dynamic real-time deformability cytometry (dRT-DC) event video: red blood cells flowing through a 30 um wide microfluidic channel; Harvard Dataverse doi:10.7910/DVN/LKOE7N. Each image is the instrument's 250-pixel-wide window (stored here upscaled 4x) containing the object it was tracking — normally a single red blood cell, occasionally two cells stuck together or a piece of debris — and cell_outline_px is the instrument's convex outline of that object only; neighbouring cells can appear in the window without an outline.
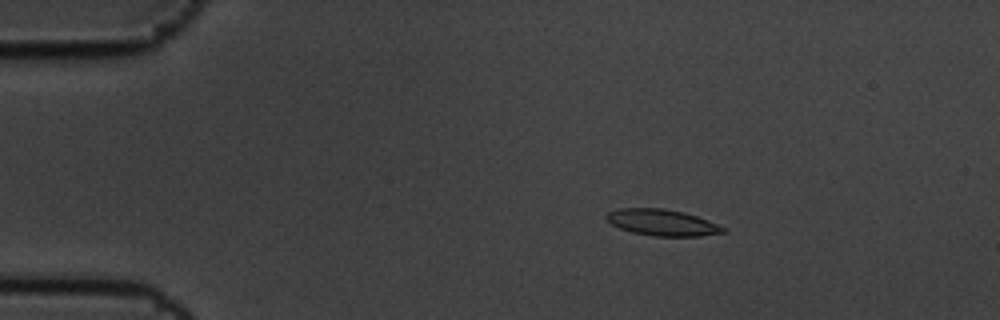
{"species": "common noctule bat (a hibernating species)", "species_latin": "Nyctalus noctula", "temperature_condition": "cold", "stored_images_in_passage": 6, "camera_frame_rate_fps": 3000, "um_per_image_px": 0.085, "animal": {"sex": "male", "body_mass_g": 19.5, "forearm_length_mm": 54.6}, "frame": {"image": 1, "passage_image": 3, "time_ms": 0.667, "image_size_px": [1000, 320], "cell_outline_px": [[728, 232], [700, 236], [652, 236], [632, 232], [620, 228], [612, 224], [604, 216], [608, 212], [620, 208], [664, 208], [684, 212], [708, 220], [728, 228]], "centroid_in_image_um": [56.33, 18.92], "position_along_channel_um": 28.7, "area_um2": 18.03}}